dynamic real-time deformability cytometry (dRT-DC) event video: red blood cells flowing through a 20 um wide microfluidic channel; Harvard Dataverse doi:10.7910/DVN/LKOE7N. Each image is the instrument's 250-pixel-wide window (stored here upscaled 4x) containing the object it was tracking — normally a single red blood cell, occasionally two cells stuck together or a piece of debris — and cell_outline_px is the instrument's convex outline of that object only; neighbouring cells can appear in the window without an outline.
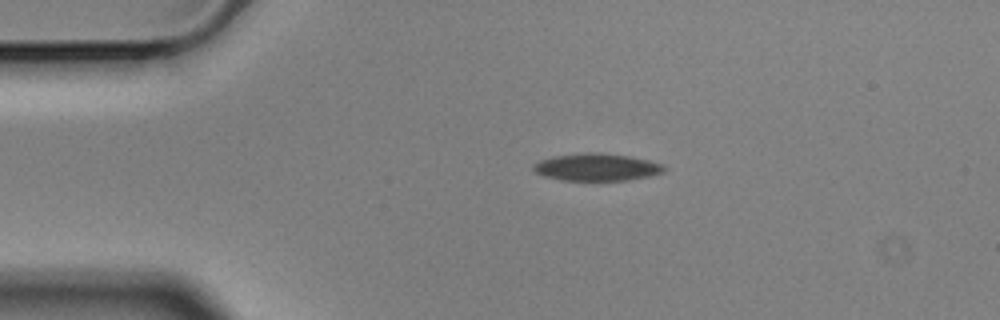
{"species": "Egyptian fruit bat (a non-hibernating species)", "species_latin": "Rousettus aegyptiacus", "temperature_condition": "cold", "stored_images_in_passage": 46, "camera_frame_rate_fps": 3000, "um_per_image_px": 0.085, "animal": {"sex": "male"}, "frame": {"image": 1, "passage_image": 1, "time_ms": 0.0, "image_size_px": [1000, 320], "cell_outline_px": [[668, 168], [664, 172], [648, 176], [628, 180], [560, 180], [544, 176], [536, 172], [532, 168], [532, 164], [540, 160], [552, 156], [584, 152], [600, 152], [628, 156], [648, 160], [664, 164]], "centroid_in_image_um": [50.72, 14.2], "position_along_channel_um": 34.3, "area_um2": 20.98}}
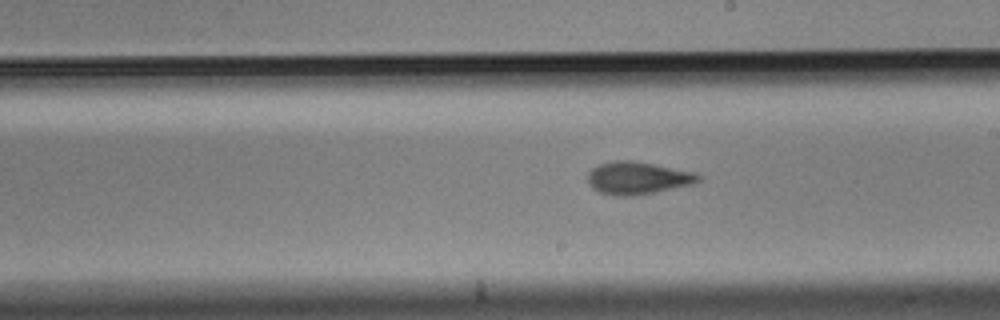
{"frame": {"image": 2, "passage_image": 21, "time_ms": 6.667, "image_size_px": [1000, 320], "cell_outline_px": [[704, 176], [700, 180], [692, 184], [656, 192], [632, 196], [616, 196], [600, 192], [592, 188], [588, 184], [588, 172], [592, 168], [600, 164], [616, 160], [632, 160], [696, 172]], "centroid_in_image_um": [54.22, 15.13], "position_along_channel_um": 234.8, "area_um2": 21.1}}
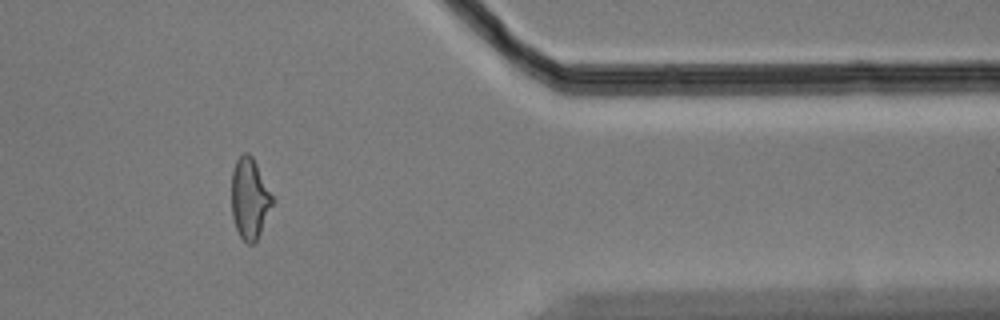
{"frame": {"image": 3, "passage_image": 36, "time_ms": 11.667, "image_size_px": [1000, 320], "cell_outline_px": [[276, 200], [256, 240], [252, 244], [248, 244], [240, 236], [236, 228], [232, 216], [232, 172], [236, 160], [244, 152], [248, 152], [252, 156]], "centroid_in_image_um": [21.24, 16.86], "position_along_channel_um": 390.2, "area_um2": 19.31}, "authors_computed_cell_mechanics": {"area_um2": 20.4901, "velocity_mm_per_s": 3.5374, "shape_relaxation_time_tau1_ms": null, "shape_relaxation_time_tau2_ms": 3.2746, "deformation_change_tau1": null, "deformation_change_tau2": 0.0897}}